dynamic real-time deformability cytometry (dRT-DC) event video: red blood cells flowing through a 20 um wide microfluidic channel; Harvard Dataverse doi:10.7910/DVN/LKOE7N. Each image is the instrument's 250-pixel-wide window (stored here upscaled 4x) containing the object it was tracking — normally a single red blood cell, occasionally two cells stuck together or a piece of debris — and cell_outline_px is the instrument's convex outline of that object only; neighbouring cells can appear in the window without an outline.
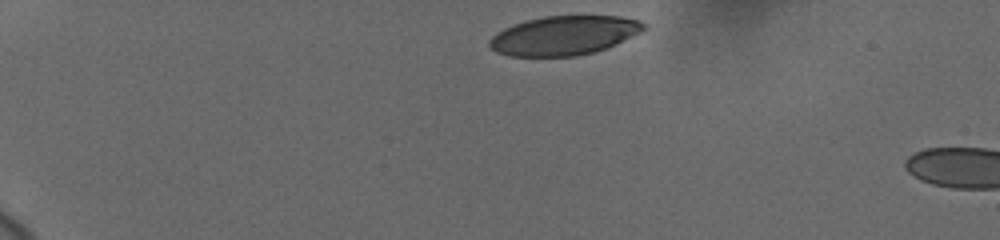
{"species": "human", "species_latin": "Homo sapiens", "temperature_condition": "cold", "stored_images_in_passage": 28, "camera_frame_rate_fps": 3000, "um_per_image_px": 0.085, "donor": {"sex": "female"}, "frame": {"image": 1, "passage_image": 1, "time_ms": 0.0, "image_size_px": [1000, 240], "cell_outline_px": [[648, 28], [640, 32], [604, 48], [592, 52], [576, 56], [508, 56], [496, 52], [488, 44], [488, 40], [496, 32], [512, 24], [544, 16], [620, 16], [640, 20], [648, 24]], "centroid_in_image_um": [47.92, 3.0], "position_along_channel_um": 37.1, "area_um2": 35.08}}
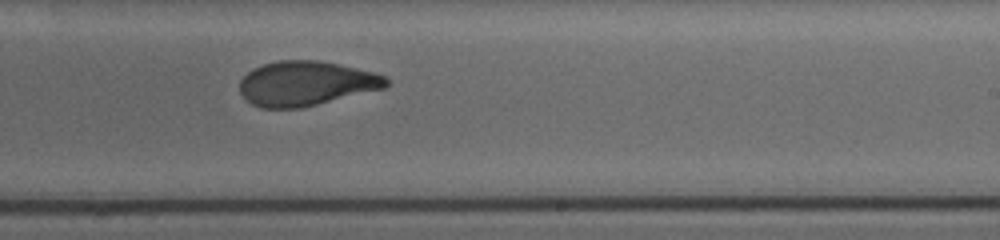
{"frame": {"image": 2, "passage_image": 16, "time_ms": 8.333, "image_size_px": [1000, 240], "cell_outline_px": [[388, 84], [384, 88], [300, 108], [260, 108], [252, 104], [240, 92], [240, 80], [252, 68], [264, 64], [280, 60], [316, 60], [340, 64], [376, 72], [384, 76], [388, 80]], "centroid_in_image_um": [26.0, 7.08], "position_along_channel_um": 263.0, "area_um2": 37.92}}
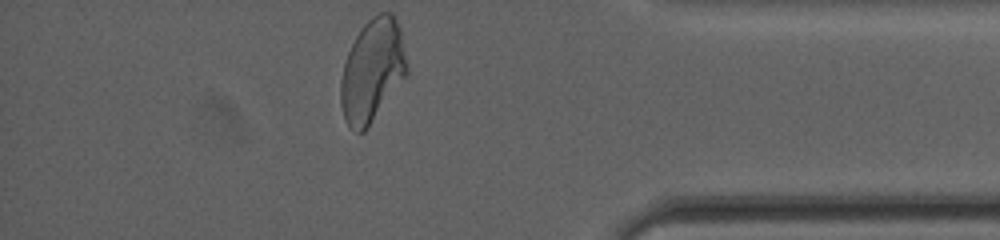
{"frame": {"image": 3, "passage_image": 28, "time_ms": 12.667, "image_size_px": [1000, 240], "cell_outline_px": [[408, 72], [364, 132], [356, 132], [348, 128], [344, 120], [340, 104], [340, 84], [344, 64], [348, 52], [360, 28], [372, 16], [380, 12], [392, 12], [400, 28], [408, 68]], "centroid_in_image_um": [31.62, 6.0], "position_along_channel_um": 403.6, "area_um2": 39.42}, "authors_computed_cell_mechanics": {"area_um2": 38.6393, "velocity_mm_per_s": 3.6964, "shape_relaxation_time_tau1_ms": 4.8065, "shape_relaxation_time_tau2_ms": 1.5735, "deformation_change_tau1": 0.1836, "deformation_change_tau2": 0.071}}